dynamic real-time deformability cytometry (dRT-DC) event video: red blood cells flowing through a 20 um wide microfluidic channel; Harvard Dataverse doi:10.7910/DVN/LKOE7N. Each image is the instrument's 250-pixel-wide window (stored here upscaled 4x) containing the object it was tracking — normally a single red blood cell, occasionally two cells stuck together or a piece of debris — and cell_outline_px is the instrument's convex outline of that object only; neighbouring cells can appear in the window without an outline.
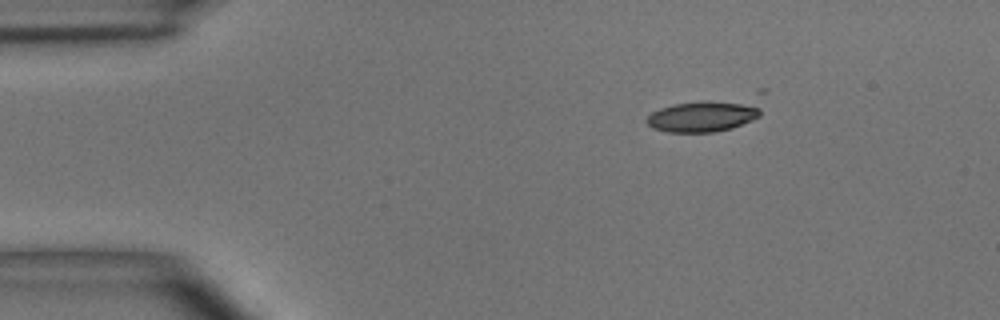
{"species": "common noctule bat (a hibernating species)", "species_latin": "Nyctalus noctula", "temperature_condition": "room temperature", "stored_images_in_passage": 3, "camera_frame_rate_fps": 3000, "um_per_image_px": 0.085, "animal": {"sex": "male", "body_mass_g": 15.6}, "frame": {"image": 1, "passage_image": 1, "time_ms": 0.0, "image_size_px": [1000, 320], "cell_outline_px": [[768, 92], [760, 116], [752, 120], [732, 128], [712, 132], [668, 132], [652, 128], [644, 120], [652, 112], [660, 108], [672, 104], [756, 88], [768, 88]], "centroid_in_image_um": [60.35, 9.57], "position_along_channel_um": 24.6, "area_um2": 25.55}}
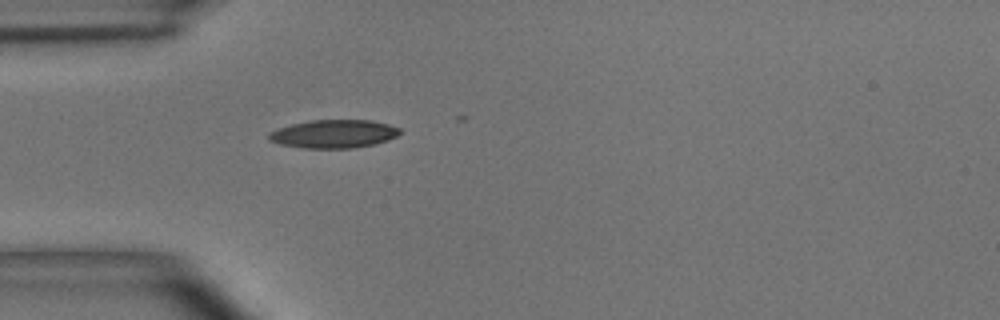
{"frame": {"image": 2, "passage_image": 3, "time_ms": 2.333, "image_size_px": [1000, 320], "cell_outline_px": [[400, 132], [396, 136], [388, 140], [376, 144], [352, 148], [304, 148], [280, 144], [268, 140], [268, 132], [292, 124], [312, 120], [372, 120], [388, 124], [400, 128]], "centroid_in_image_um": [28.37, 11.38], "position_along_channel_um": 56.6, "area_um2": 21.56}}